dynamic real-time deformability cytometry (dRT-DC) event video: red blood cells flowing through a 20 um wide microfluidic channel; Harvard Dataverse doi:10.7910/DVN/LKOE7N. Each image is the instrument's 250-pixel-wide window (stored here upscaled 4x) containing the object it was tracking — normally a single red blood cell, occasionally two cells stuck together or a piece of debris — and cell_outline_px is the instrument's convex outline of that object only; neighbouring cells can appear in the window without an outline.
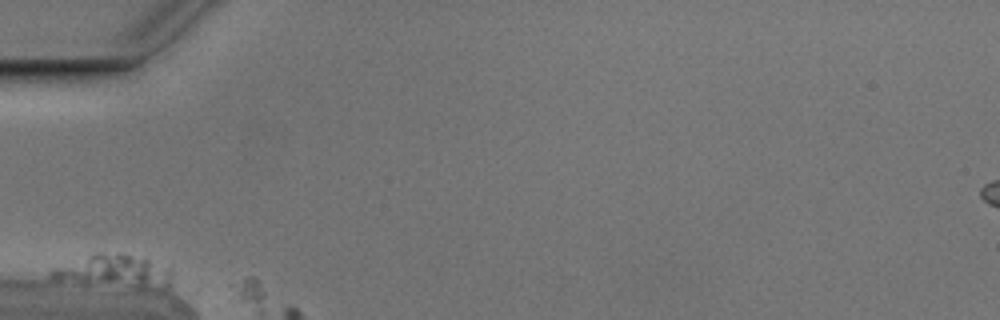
{"species": "Egyptian fruit bat (a non-hibernating species)", "species_latin": "Rousettus aegyptiacus", "temperature_condition": "cold", "stored_images_in_passage": 8, "camera_frame_rate_fps": 3000, "um_per_image_px": 0.085, "animal": {"sex": "male"}, "frame": {"image": 1, "passage_image": 1, "time_ms": 0.0, "image_size_px": [1000, 320], "cell_outline_px": [[172, 276], [168, 288], [164, 288], [52, 280], [48, 276], [48, 272], [52, 268], [92, 252], [120, 252], [148, 260], [168, 268], [172, 272]], "centroid_in_image_um": [9.61, 23.01], "position_along_channel_um": 75.4, "area_um2": 22.66}}
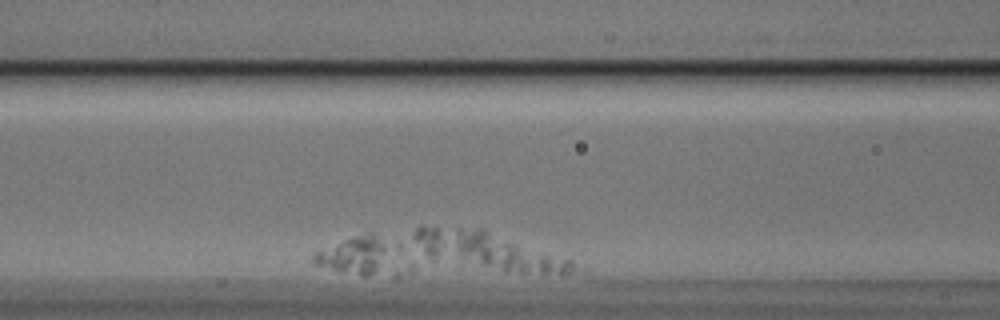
{"frame": {"image": 2, "passage_image": 4, "time_ms": 1.0, "image_size_px": [1000, 320], "cell_outline_px": [[388, 248], [372, 272], [368, 276], [364, 276], [336, 272], [316, 264], [312, 260], [312, 256], [316, 252], [344, 240], [368, 232], [372, 232]], "centroid_in_image_um": [29.97, 21.69], "position_along_channel_um": 136.6, "area_um2": 15.2}}
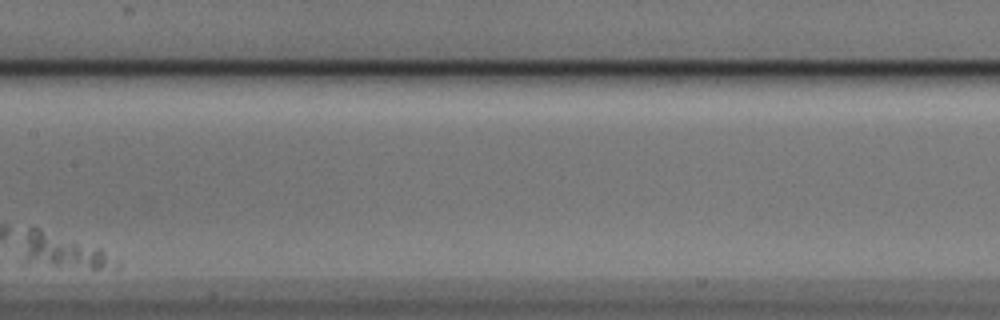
{"frame": {"image": 3, "passage_image": 7, "time_ms": 2.0, "image_size_px": [1000, 320], "cell_outline_px": [[120, 268], [96, 272], [20, 264], [20, 232], [28, 228], [40, 228], [100, 248], [120, 264]], "centroid_in_image_um": [5.28, 21.46], "position_along_channel_um": 202.1, "area_um2": 20.75}}